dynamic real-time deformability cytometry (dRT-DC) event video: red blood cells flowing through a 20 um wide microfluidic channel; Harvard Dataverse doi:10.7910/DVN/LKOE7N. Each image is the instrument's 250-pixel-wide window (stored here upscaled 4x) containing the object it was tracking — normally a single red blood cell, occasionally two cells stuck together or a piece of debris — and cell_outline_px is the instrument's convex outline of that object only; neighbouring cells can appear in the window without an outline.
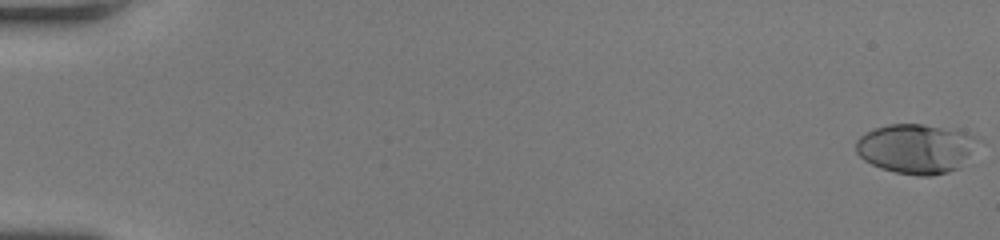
{"species": "human", "species_latin": "Homo sapiens", "temperature_condition": "room temperature", "stored_images_in_passage": 50, "camera_frame_rate_fps": 3000, "um_per_image_px": 0.085, "donor": {"sex": "female"}, "frame": {"image": 1, "passage_image": 1, "time_ms": 0.0, "image_size_px": [1000, 240], "cell_outline_px": [[976, 140], [960, 168], [948, 172], [932, 176], [920, 176], [896, 172], [880, 168], [864, 160], [856, 152], [856, 140], [860, 136], [876, 128], [888, 124], [920, 124], [964, 132], [972, 136]], "centroid_in_image_um": [77.78, 12.65], "position_along_channel_um": 7.2, "area_um2": 34.45}}
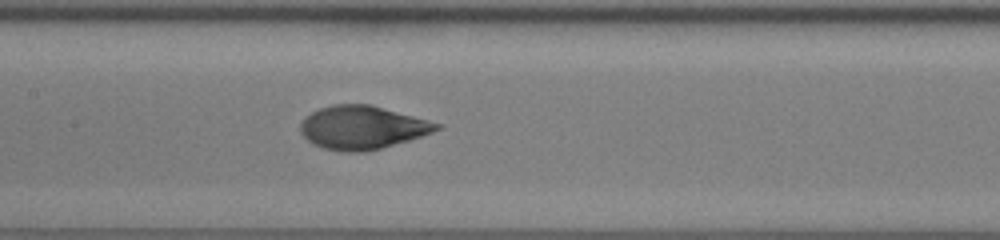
{"frame": {"image": 2, "passage_image": 27, "time_ms": 8.667, "image_size_px": [1000, 240], "cell_outline_px": [[440, 128], [432, 132], [408, 140], [380, 148], [364, 152], [340, 152], [324, 148], [312, 144], [300, 132], [300, 124], [312, 112], [320, 108], [332, 104], [368, 104], [428, 120], [440, 124]], "centroid_in_image_um": [30.75, 10.84], "position_along_channel_um": 176.7, "area_um2": 33.93}}
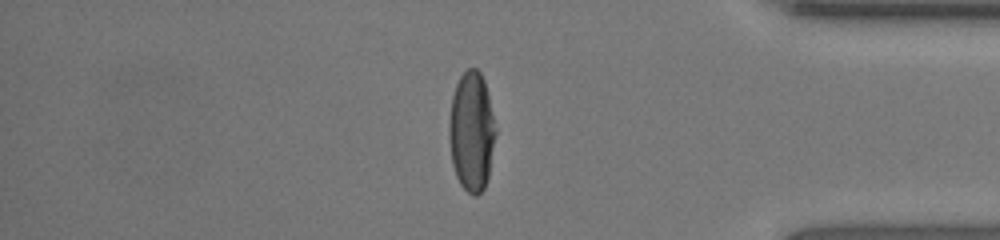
{"frame": {"image": 3, "passage_image": 44, "time_ms": 14.333, "image_size_px": [1000, 240], "cell_outline_px": [[496, 132], [488, 176], [484, 188], [476, 196], [472, 196], [460, 184], [456, 176], [452, 164], [448, 140], [448, 120], [452, 96], [456, 84], [460, 76], [468, 68], [476, 68], [480, 72], [484, 80], [496, 128]], "centroid_in_image_um": [40.06, 11.18], "position_along_channel_um": 395.1, "area_um2": 32.54}}